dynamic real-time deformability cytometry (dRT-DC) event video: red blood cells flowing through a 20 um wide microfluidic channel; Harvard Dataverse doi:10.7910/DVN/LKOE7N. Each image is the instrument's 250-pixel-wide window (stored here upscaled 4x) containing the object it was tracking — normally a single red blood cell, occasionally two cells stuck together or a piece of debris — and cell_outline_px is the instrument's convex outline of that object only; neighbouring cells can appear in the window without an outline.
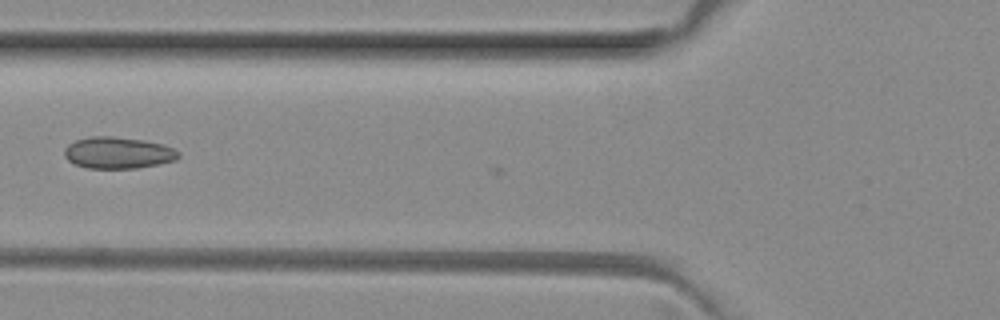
{"species": "common noctule bat (a hibernating species)", "species_latin": "Nyctalus noctula", "temperature_condition": "room temperature", "stored_images_in_passage": 5, "camera_frame_rate_fps": 3000, "um_per_image_px": 0.085, "animal": {"sex": "female", "body_mass_g": 29.2, "forearm_length_mm": 56.3}, "frame": {"image": 1, "passage_image": 5, "time_ms": 1.333, "image_size_px": [1000, 320], "cell_outline_px": [[180, 156], [176, 160], [136, 168], [88, 168], [76, 164], [68, 160], [64, 156], [64, 148], [68, 144], [76, 140], [92, 136], [112, 136], [144, 140], [164, 144], [180, 152]], "centroid_in_image_um": [10.03, 12.98], "position_along_channel_um": 115.8, "area_um2": 20.98}}